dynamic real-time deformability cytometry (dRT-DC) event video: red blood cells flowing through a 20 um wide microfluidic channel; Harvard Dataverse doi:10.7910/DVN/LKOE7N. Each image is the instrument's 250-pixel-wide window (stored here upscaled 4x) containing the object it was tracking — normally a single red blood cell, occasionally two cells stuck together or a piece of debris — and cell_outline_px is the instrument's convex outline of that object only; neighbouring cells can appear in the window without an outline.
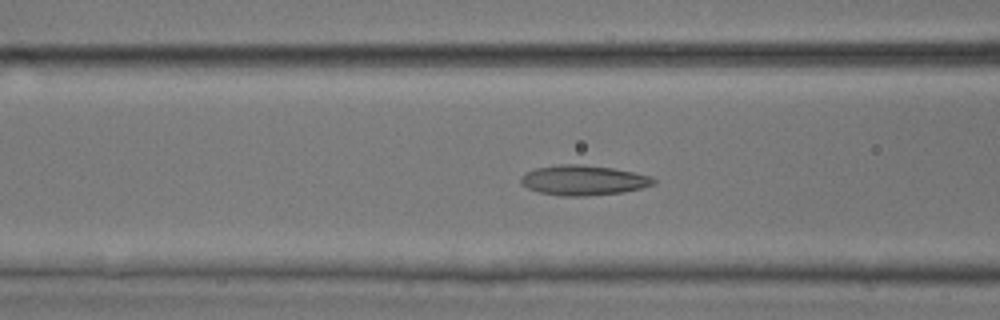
{"species": "common noctule bat (a hibernating species)", "species_latin": "Nyctalus noctula", "temperature_condition": "room temperature", "stored_images_in_passage": 49, "camera_frame_rate_fps": 3000, "um_per_image_px": 0.085, "animal": {"sex": "male", "body_mass_g": 17.9, "forearm_length_mm": 54.2}, "frame": {"image": 1, "passage_image": 20, "time_ms": 6.333, "image_size_px": [1000, 320], "cell_outline_px": [[656, 184], [624, 192], [584, 196], [560, 196], [540, 192], [528, 188], [520, 184], [520, 176], [524, 172], [536, 168], [560, 164], [580, 164], [612, 168], [652, 176], [656, 180]], "centroid_in_image_um": [49.56, 15.32], "position_along_channel_um": 117.0, "area_um2": 23.29}}
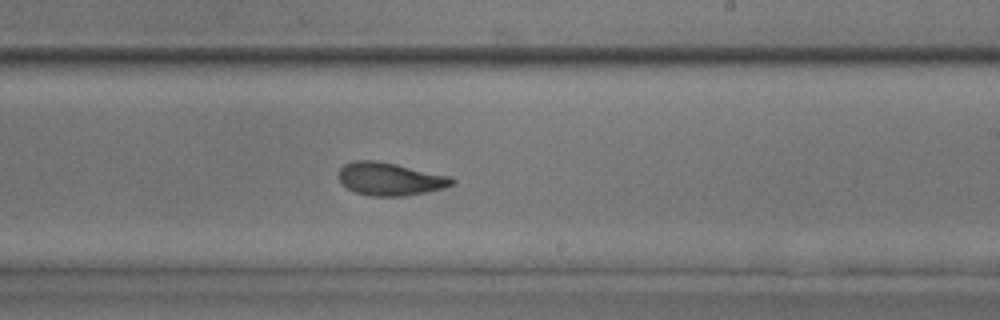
{"frame": {"image": 2, "passage_image": 30, "time_ms": 9.667, "image_size_px": [1000, 320], "cell_outline_px": [[456, 180], [452, 184], [444, 188], [404, 196], [368, 196], [356, 192], [348, 188], [336, 176], [340, 168], [344, 164], [356, 160], [376, 160], [396, 164], [448, 176]], "centroid_in_image_um": [33.1, 15.21], "position_along_channel_um": 255.9, "area_um2": 21.56}}
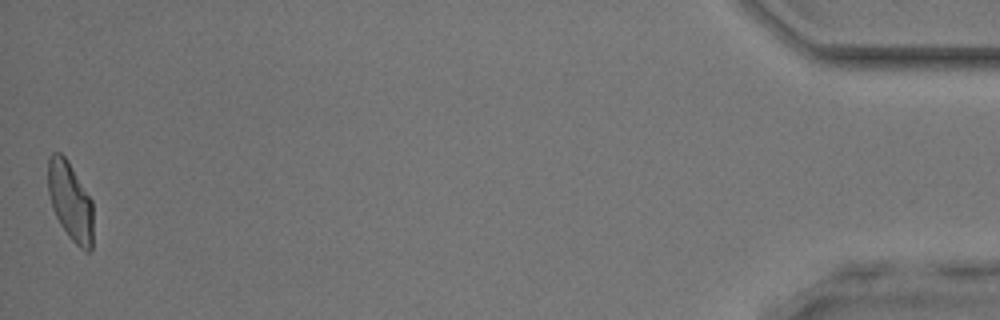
{"frame": {"image": 3, "passage_image": 49, "time_ms": 16.0, "image_size_px": [1000, 320], "cell_outline_px": [[92, 248], [88, 252], [84, 252], [68, 236], [60, 224], [52, 208], [48, 192], [48, 156], [52, 152], [60, 152], [68, 160], [92, 200]], "centroid_in_image_um": [5.96, 17.1], "position_along_channel_um": 429.2, "area_um2": 20.81}, "authors_computed_cell_mechanics": {"area_um2": 21.964, "velocity_mm_per_s": 4.1825, "shape_relaxation_time_tau1_ms": 7.8483, "shape_relaxation_time_tau2_ms": 1.5784, "deformation_change_tau1": 0.1833, "deformation_change_tau2": 0.0891}}